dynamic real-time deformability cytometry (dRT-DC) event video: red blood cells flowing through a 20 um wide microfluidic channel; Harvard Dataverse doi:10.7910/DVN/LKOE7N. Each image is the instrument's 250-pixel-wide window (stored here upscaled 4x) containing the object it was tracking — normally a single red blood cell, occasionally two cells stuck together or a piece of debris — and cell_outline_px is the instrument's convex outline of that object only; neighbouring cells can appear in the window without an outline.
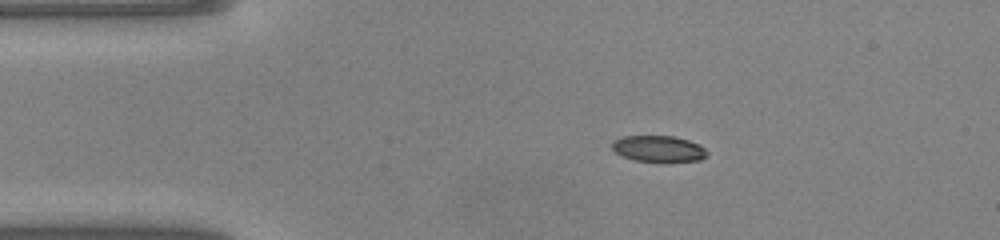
{"species": "common noctule bat (a hibernating species)", "species_latin": "Nyctalus noctula", "temperature_condition": "warm", "stored_images_in_passage": 41, "camera_frame_rate_fps": 3000, "um_per_image_px": 0.085, "animal": {"sex": "male", "body_mass_g": 20.0, "forearm_length_mm": 53.3}, "frame": {"image": 1, "passage_image": 1, "time_ms": 0.0, "image_size_px": [1000, 240], "cell_outline_px": [[708, 152], [700, 160], [632, 160], [620, 156], [612, 148], [612, 140], [624, 136], [672, 136], [688, 140], [704, 148]], "centroid_in_image_um": [55.89, 12.62], "position_along_channel_um": 29.1, "area_um2": 14.05}}
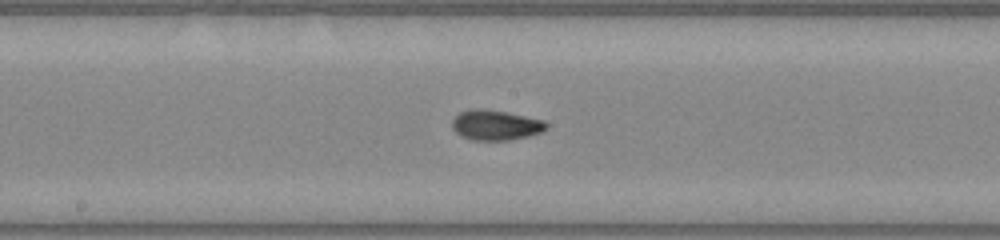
{"frame": {"image": 2, "passage_image": 17, "time_ms": 5.333, "image_size_px": [1000, 240], "cell_outline_px": [[548, 128], [540, 132], [528, 136], [512, 140], [472, 140], [456, 132], [452, 128], [452, 120], [460, 112], [472, 108], [480, 108], [504, 112], [544, 120], [548, 124]], "centroid_in_image_um": [42.13, 10.63], "position_along_channel_um": 206.1, "area_um2": 16.42}}
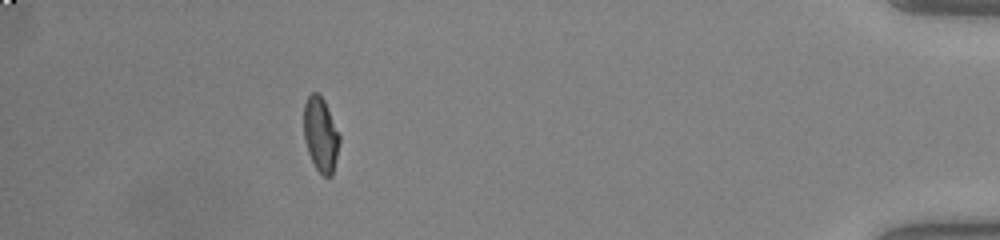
{"frame": {"image": 3, "passage_image": 36, "time_ms": 11.667, "image_size_px": [1000, 240], "cell_outline_px": [[340, 140], [332, 176], [324, 176], [316, 168], [308, 152], [304, 140], [304, 104], [308, 96], [312, 92], [316, 92], [324, 100], [340, 136]], "centroid_in_image_um": [27.25, 11.43], "position_along_channel_um": 408.0, "area_um2": 15.26}, "authors_computed_cell_mechanics": {"area_um2": 15.7794, "velocity_mm_per_s": 4.1532, "shape_relaxation_time_tau1_ms": 4.5621, "shape_relaxation_time_tau2_ms": 1.2117, "deformation_change_tau1": 0.1757, "deformation_change_tau2": 0.0517}}